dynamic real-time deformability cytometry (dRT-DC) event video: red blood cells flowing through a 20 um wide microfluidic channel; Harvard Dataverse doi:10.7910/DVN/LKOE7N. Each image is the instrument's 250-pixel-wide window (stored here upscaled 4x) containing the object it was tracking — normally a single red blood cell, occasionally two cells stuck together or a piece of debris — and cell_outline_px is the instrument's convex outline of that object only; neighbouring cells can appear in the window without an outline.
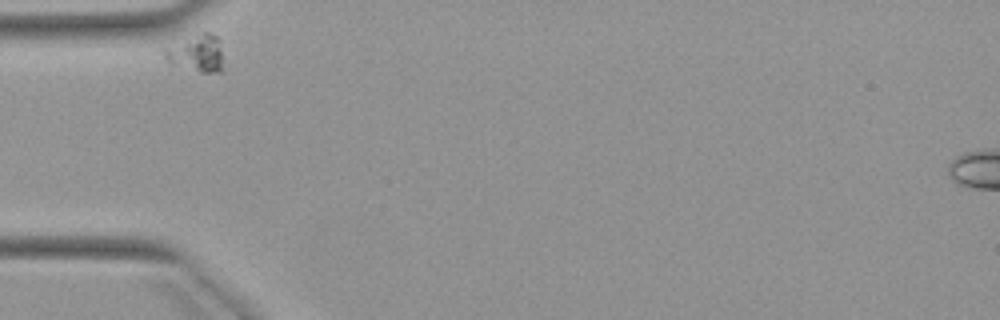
{"species": "Egyptian fruit bat (a non-hibernating species)", "species_latin": "Rousettus aegyptiacus", "temperature_condition": "warm", "stored_images_in_passage": 5, "camera_frame_rate_fps": 3000, "um_per_image_px": 0.085, "animal": {"sex": "female"}, "frame": {"image": 1, "passage_image": 4, "time_ms": 3.667, "image_size_px": [1000, 320], "cell_outline_px": [[224, 72], [200, 72], [172, 64], [160, 52], [164, 48], [200, 32], [212, 32], [220, 36]], "centroid_in_image_um": [16.76, 4.51], "position_along_channel_um": 68.2, "area_um2": 13.12}}